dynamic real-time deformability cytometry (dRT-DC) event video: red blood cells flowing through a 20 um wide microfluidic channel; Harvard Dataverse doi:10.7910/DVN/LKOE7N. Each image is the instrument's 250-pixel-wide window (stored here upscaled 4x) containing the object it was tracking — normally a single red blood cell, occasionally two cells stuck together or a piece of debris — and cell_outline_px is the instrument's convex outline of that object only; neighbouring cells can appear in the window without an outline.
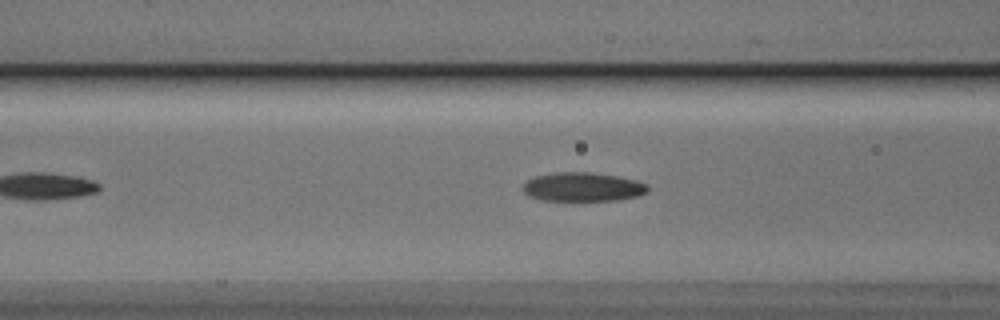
{"species": "Egyptian fruit bat (a non-hibernating species)", "species_latin": "Rousettus aegyptiacus", "temperature_condition": "cold", "stored_images_in_passage": 41, "camera_frame_rate_fps": 3000, "um_per_image_px": 0.085, "animal": {"sex": "male"}, "frame": {"image": 1, "passage_image": 12, "time_ms": 3.667, "image_size_px": [1000, 320], "cell_outline_px": [[648, 192], [640, 196], [620, 200], [540, 200], [528, 196], [524, 192], [524, 184], [528, 180], [536, 176], [556, 172], [588, 172], [616, 176], [636, 180], [648, 184]], "centroid_in_image_um": [49.57, 15.89], "position_along_channel_um": 117.0, "area_um2": 21.04}}
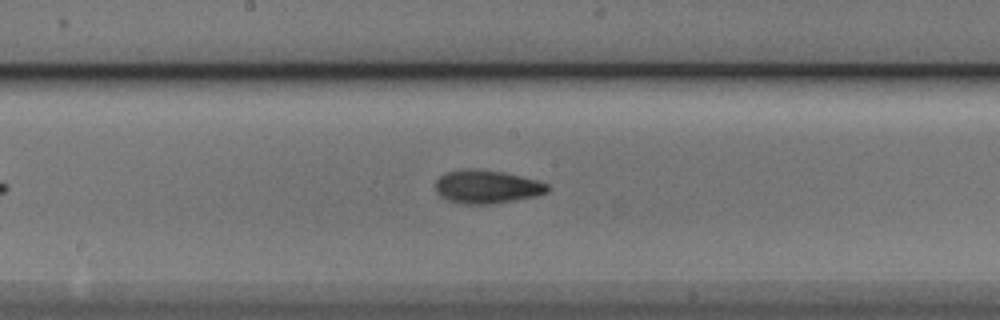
{"frame": {"image": 2, "passage_image": 19, "time_ms": 6.0, "image_size_px": [1000, 320], "cell_outline_px": [[552, 188], [548, 192], [536, 196], [488, 204], [460, 204], [448, 200], [440, 196], [436, 192], [436, 180], [440, 176], [448, 172], [468, 168], [500, 172], [520, 176], [536, 180], [548, 184]], "centroid_in_image_um": [41.38, 15.88], "position_along_channel_um": 206.8, "area_um2": 21.56}}
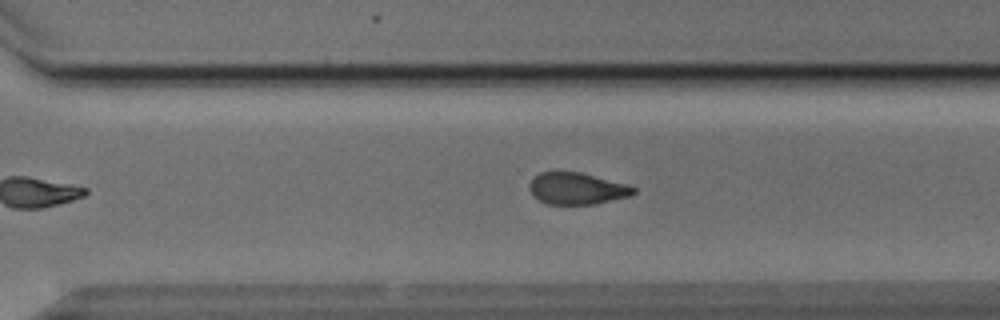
{"frame": {"image": 3, "passage_image": 28, "time_ms": 9.0, "image_size_px": [1000, 320], "cell_outline_px": [[636, 192], [632, 196], [596, 204], [548, 204], [532, 196], [528, 188], [528, 184], [540, 172], [580, 172], [628, 184], [636, 188]], "centroid_in_image_um": [49.06, 16.03], "position_along_channel_um": 321.5, "area_um2": 19.42}, "authors_computed_cell_mechanics": {"area_um2": 21.3282, "velocity_mm_per_s": 3.8429, "shape_relaxation_time_tau1_ms": 6.2712, "shape_relaxation_time_tau2_ms": 3.3139, "deformation_change_tau1": 0.1738, "deformation_change_tau2": 0.0934}}